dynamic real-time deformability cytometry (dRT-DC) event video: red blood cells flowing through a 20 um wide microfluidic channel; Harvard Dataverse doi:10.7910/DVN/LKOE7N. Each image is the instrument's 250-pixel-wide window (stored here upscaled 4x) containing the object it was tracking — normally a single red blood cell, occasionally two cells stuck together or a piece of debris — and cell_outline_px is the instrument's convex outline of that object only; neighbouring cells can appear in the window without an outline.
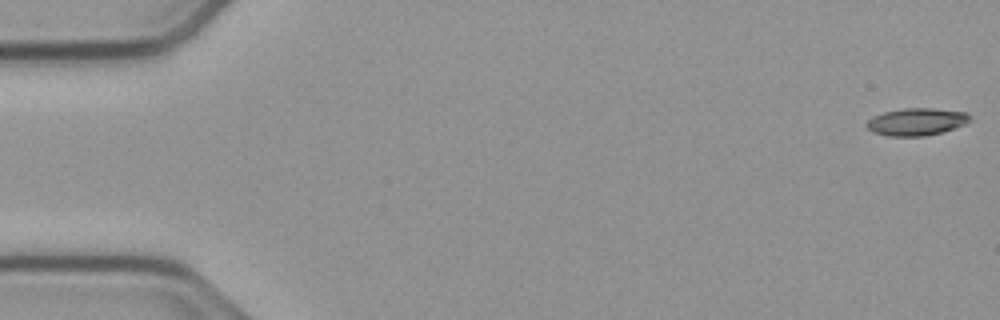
{"species": "common noctule bat (a hibernating species)", "species_latin": "Nyctalus noctula", "temperature_condition": "cold", "stored_images_in_passage": 14, "camera_frame_rate_fps": 3000, "um_per_image_px": 0.085, "animal": {"sex": "male", "body_mass_g": 23.1, "forearm_length_mm": 52.7}, "frame": {"image": 1, "passage_image": 1, "time_ms": 0.0, "image_size_px": [1000, 320], "cell_outline_px": [[972, 120], [968, 124], [940, 132], [924, 136], [888, 136], [872, 132], [864, 124], [872, 116], [884, 112], [900, 108], [932, 108], [968, 112], [972, 116]], "centroid_in_image_um": [77.93, 10.34], "position_along_channel_um": 7.1, "area_um2": 16.76}}